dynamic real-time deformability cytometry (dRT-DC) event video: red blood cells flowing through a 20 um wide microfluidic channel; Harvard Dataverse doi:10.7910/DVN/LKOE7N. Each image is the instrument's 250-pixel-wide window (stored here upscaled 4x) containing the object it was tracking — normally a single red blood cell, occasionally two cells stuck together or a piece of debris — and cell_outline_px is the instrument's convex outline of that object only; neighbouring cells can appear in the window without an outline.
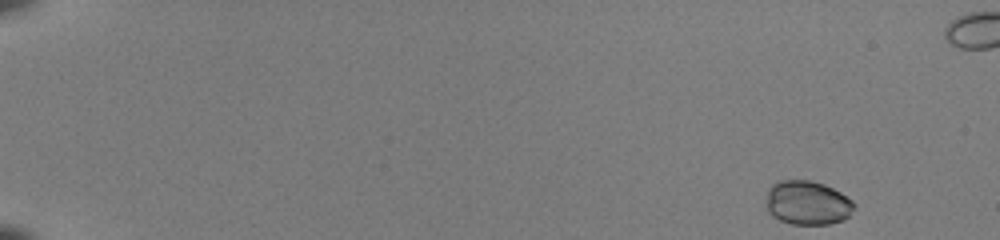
{"species": "common noctule bat (a hibernating species)", "species_latin": "Nyctalus noctula", "temperature_condition": "room temperature", "stored_images_in_passage": 50, "camera_frame_rate_fps": 3000, "um_per_image_px": 0.085, "animal": {"sex": "female", "body_mass_g": 22.0, "forearm_length_mm": 56.7}, "frame": {"image": 1, "passage_image": 1, "time_ms": 0.0, "image_size_px": [1000, 240], "cell_outline_px": [[856, 208], [844, 220], [828, 224], [792, 224], [780, 220], [772, 216], [768, 212], [768, 188], [776, 180], [812, 180], [824, 184], [840, 192], [852, 200], [856, 204]], "centroid_in_image_um": [68.66, 17.23], "position_along_channel_um": 16.3, "area_um2": 22.72}}
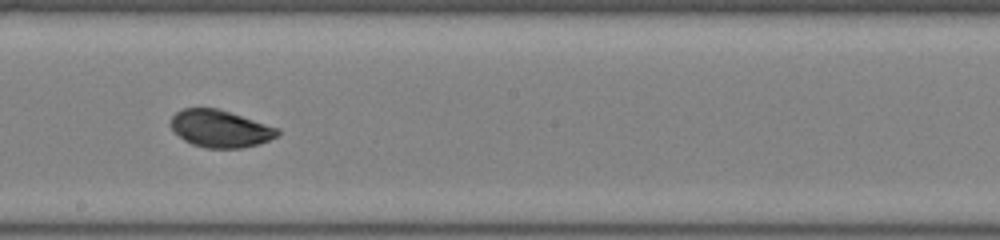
{"frame": {"image": 2, "passage_image": 29, "time_ms": 9.333, "image_size_px": [1000, 240], "cell_outline_px": [[280, 132], [276, 136], [260, 144], [244, 148], [208, 148], [192, 144], [184, 140], [168, 124], [172, 116], [176, 112], [184, 108], [220, 108], [280, 128]], "centroid_in_image_um": [18.73, 10.93], "position_along_channel_um": 229.5, "area_um2": 23.41}}
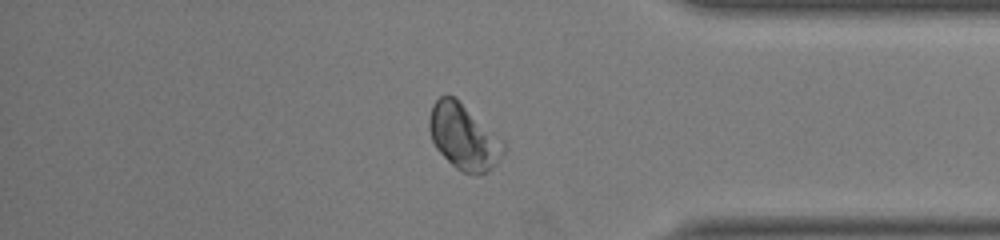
{"frame": {"image": 3, "passage_image": 42, "time_ms": 13.667, "image_size_px": [1000, 240], "cell_outline_px": [[504, 152], [488, 172], [480, 176], [472, 176], [460, 172], [436, 148], [432, 140], [428, 128], [428, 120], [432, 104], [440, 96], [452, 96], [504, 140]], "centroid_in_image_um": [39.4, 11.68], "position_along_channel_um": 395.8, "area_um2": 28.15}, "authors_computed_cell_mechanics": {"area_um2": 23.3512, "velocity_mm_per_s": 4.0691, "shape_relaxation_time_tau1_ms": 3.3946, "shape_relaxation_time_tau2_ms": null, "deformation_change_tau1": 0.0294, "deformation_change_tau2": null}}